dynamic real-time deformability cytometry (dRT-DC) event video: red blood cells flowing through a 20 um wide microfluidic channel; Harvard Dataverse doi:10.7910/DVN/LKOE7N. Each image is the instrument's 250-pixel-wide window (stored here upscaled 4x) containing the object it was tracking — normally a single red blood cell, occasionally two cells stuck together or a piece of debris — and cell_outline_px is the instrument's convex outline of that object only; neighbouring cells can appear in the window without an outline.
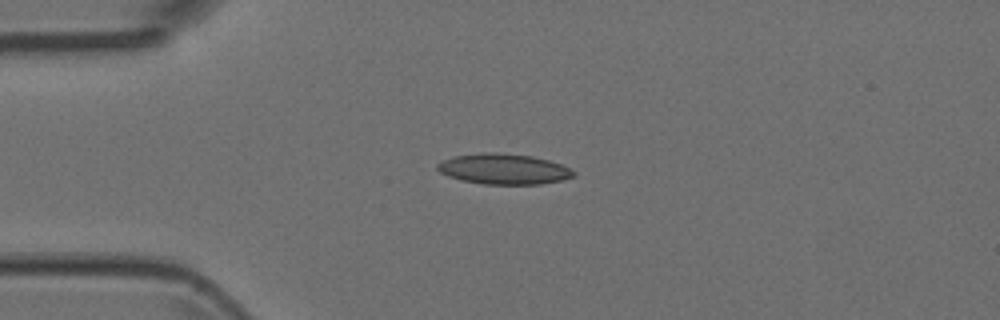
{"species": "Egyptian fruit bat (a non-hibernating species)", "species_latin": "Rousettus aegyptiacus", "temperature_condition": "room temperature", "stored_images_in_passage": 6, "camera_frame_rate_fps": 3000, "um_per_image_px": 0.085, "animal": {"sex": "female"}, "frame": {"image": 1, "passage_image": 3, "time_ms": 0.667, "image_size_px": [1000, 320], "cell_outline_px": [[576, 176], [560, 180], [540, 184], [484, 184], [460, 180], [448, 176], [440, 172], [436, 168], [436, 164], [452, 156], [484, 152], [496, 152], [532, 156], [548, 160], [560, 164], [576, 172]], "centroid_in_image_um": [42.79, 14.36], "position_along_channel_um": 42.2, "area_um2": 24.22}}
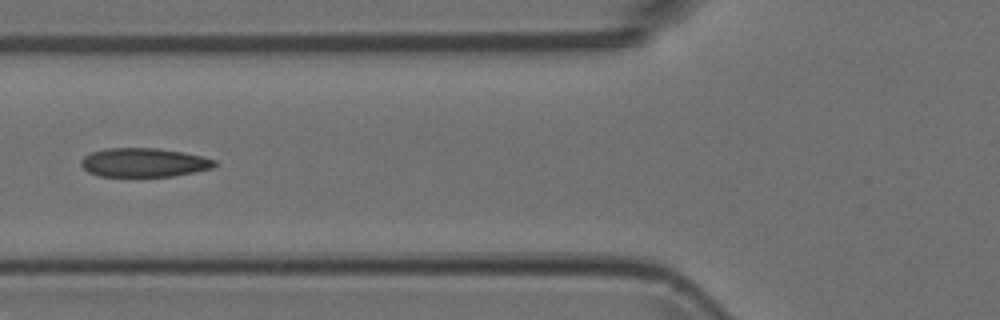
{"frame": {"image": 2, "passage_image": 5, "time_ms": 1.333, "image_size_px": [1000, 320], "cell_outline_px": [[216, 164], [212, 168], [172, 176], [100, 176], [88, 172], [80, 164], [80, 160], [84, 156], [92, 152], [104, 148], [156, 148], [184, 152], [204, 156], [216, 160]], "centroid_in_image_um": [12.22, 13.8], "position_along_channel_um": 113.6, "area_um2": 22.48}}
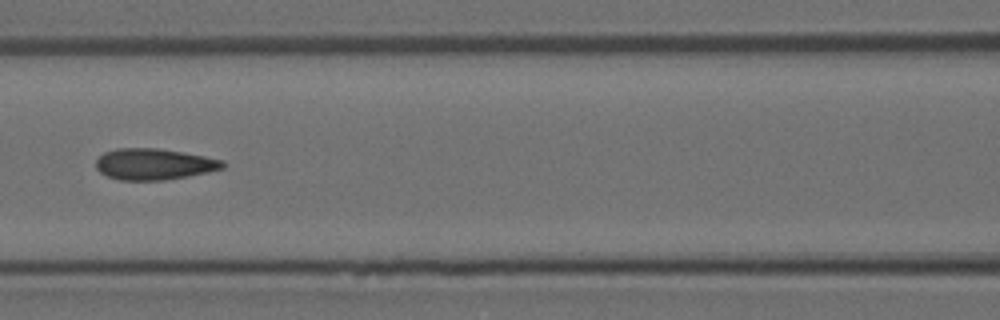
{"frame": {"image": 3, "passage_image": 6, "time_ms": 1.667, "image_size_px": [1000, 320], "cell_outline_px": [[224, 168], [208, 172], [188, 176], [164, 180], [120, 180], [108, 176], [100, 172], [96, 168], [96, 160], [104, 152], [116, 148], [156, 148], [204, 156], [224, 160]], "centroid_in_image_um": [13.08, 13.95], "position_along_channel_um": 153.5, "area_um2": 22.95}}